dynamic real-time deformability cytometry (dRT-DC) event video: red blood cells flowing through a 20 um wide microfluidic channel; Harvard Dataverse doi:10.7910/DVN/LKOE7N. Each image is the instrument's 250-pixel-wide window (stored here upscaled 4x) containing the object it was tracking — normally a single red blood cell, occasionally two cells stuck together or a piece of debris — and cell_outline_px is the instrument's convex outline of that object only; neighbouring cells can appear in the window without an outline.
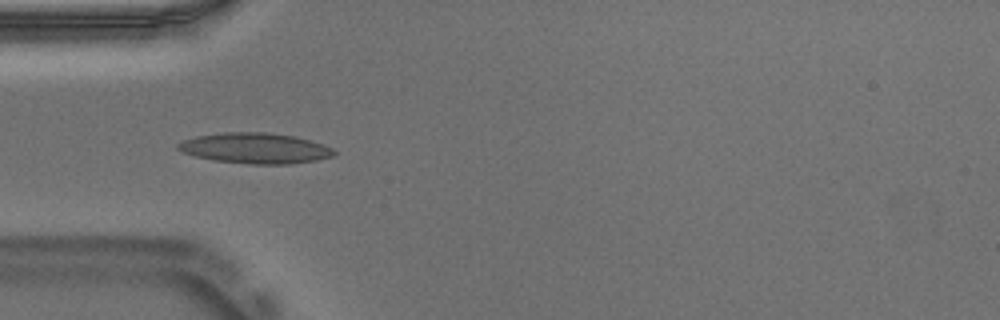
{"species": "Egyptian fruit bat (a non-hibernating species)", "species_latin": "Rousettus aegyptiacus", "temperature_condition": "warm", "stored_images_in_passage": 38, "camera_frame_rate_fps": 3000, "um_per_image_px": 0.085, "animal": {"sex": "male"}, "frame": {"image": 1, "passage_image": 1, "time_ms": 0.0, "image_size_px": [1000, 320], "cell_outline_px": [[336, 156], [316, 160], [292, 164], [248, 164], [212, 160], [196, 156], [184, 152], [176, 148], [176, 144], [184, 140], [196, 136], [224, 132], [264, 132], [296, 136], [324, 144], [332, 148], [336, 152]], "centroid_in_image_um": [21.72, 12.6], "position_along_channel_um": 63.3, "area_um2": 27.98}}
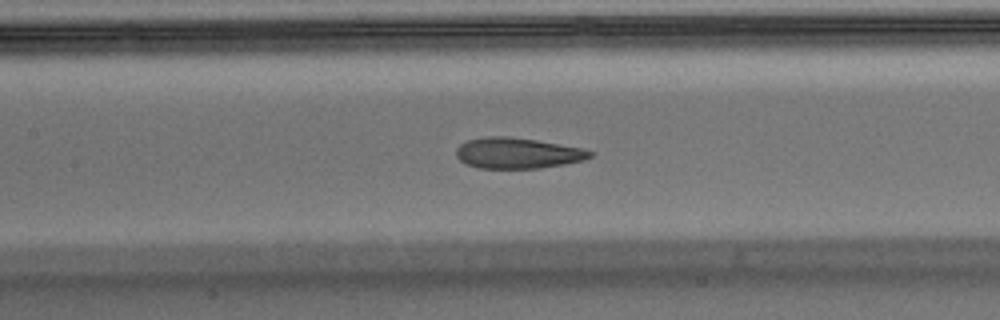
{"frame": {"image": 2, "passage_image": 9, "time_ms": 2.667, "image_size_px": [1000, 320], "cell_outline_px": [[592, 156], [584, 160], [564, 164], [540, 168], [480, 168], [468, 164], [460, 160], [456, 156], [456, 148], [460, 144], [468, 140], [484, 136], [508, 136], [536, 140], [580, 148], [592, 152]], "centroid_in_image_um": [43.95, 13.01], "position_along_channel_um": 163.4, "area_um2": 23.81}}
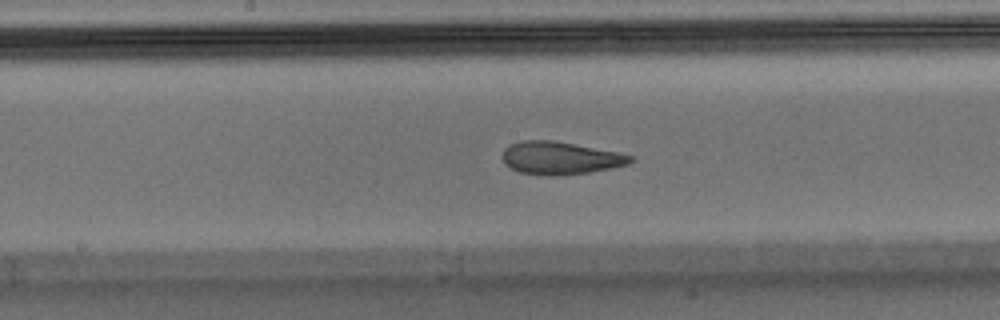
{"frame": {"image": 3, "passage_image": 12, "time_ms": 3.667, "image_size_px": [1000, 320], "cell_outline_px": [[632, 160], [628, 164], [612, 168], [588, 172], [556, 176], [548, 176], [520, 172], [504, 164], [504, 148], [508, 144], [520, 140], [552, 140], [620, 152], [632, 156]], "centroid_in_image_um": [47.61, 13.42], "position_along_channel_um": 200.6, "area_um2": 24.39}, "authors_computed_cell_mechanics": {"area_um2": 25.3742, "velocity_mm_per_s": 3.7235, "shape_relaxation_time_tau1_ms": null, "shape_relaxation_time_tau2_ms": 1.9594, "deformation_change_tau1": null, "deformation_change_tau2": 0.0972}}